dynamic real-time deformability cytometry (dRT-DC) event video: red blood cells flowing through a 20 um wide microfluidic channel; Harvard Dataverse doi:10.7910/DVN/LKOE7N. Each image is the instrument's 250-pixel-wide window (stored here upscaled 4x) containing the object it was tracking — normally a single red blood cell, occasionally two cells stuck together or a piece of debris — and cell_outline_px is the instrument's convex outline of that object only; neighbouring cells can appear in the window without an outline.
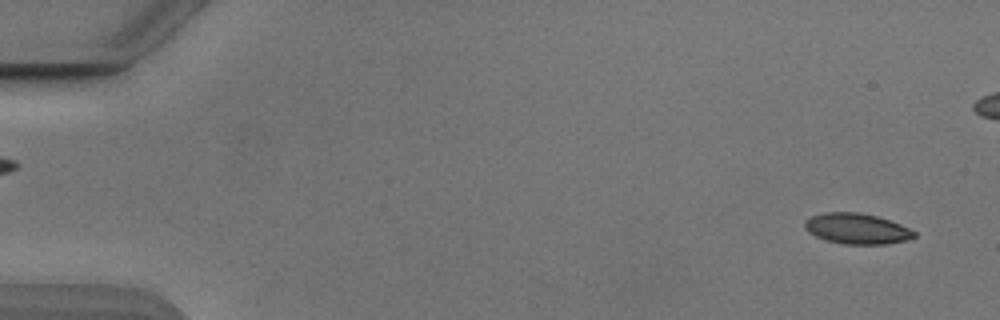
{"species": "Egyptian fruit bat (a non-hibernating species)", "species_latin": "Rousettus aegyptiacus", "temperature_condition": "cold", "stored_images_in_passage": 14, "camera_frame_rate_fps": 3000, "um_per_image_px": 0.085, "animal": {"sex": "male"}, "frame": {"image": 1, "passage_image": 3, "time_ms": 0.667, "image_size_px": [1000, 320], "cell_outline_px": [[916, 236], [908, 240], [888, 244], [844, 244], [824, 240], [808, 232], [804, 228], [804, 220], [812, 216], [824, 212], [860, 212], [876, 216], [900, 224], [916, 232]], "centroid_in_image_um": [72.81, 19.44], "position_along_channel_um": 12.2, "area_um2": 19.65}}